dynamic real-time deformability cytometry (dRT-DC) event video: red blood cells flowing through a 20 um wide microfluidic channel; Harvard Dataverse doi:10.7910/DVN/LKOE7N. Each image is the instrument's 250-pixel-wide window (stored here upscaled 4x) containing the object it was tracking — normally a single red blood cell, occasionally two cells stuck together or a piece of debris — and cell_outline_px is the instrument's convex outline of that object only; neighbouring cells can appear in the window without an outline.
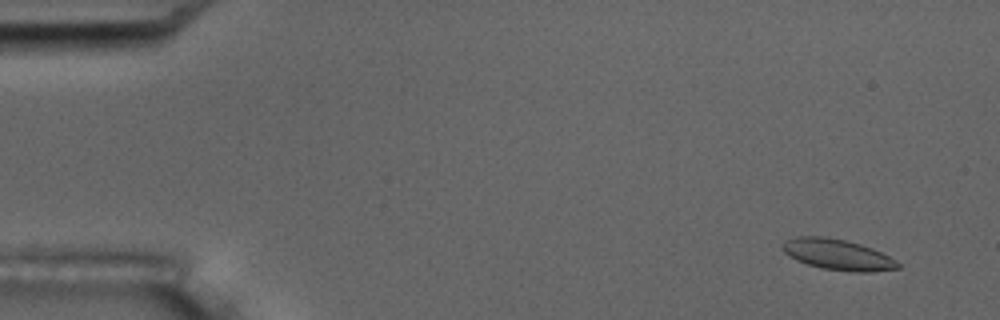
{"species": "common noctule bat (a hibernating species)", "species_latin": "Nyctalus noctula", "temperature_condition": "room temperature", "stored_images_in_passage": 6, "camera_frame_rate_fps": 3000, "um_per_image_px": 0.085, "animal": {"sex": "male", "body_mass_g": 17.5, "forearm_length_mm": 52.3}, "frame": {"image": 1, "passage_image": 1, "time_ms": 0.0, "image_size_px": [1000, 320], "cell_outline_px": [[900, 268], [868, 272], [852, 272], [820, 268], [796, 260], [784, 252], [784, 244], [788, 240], [796, 236], [828, 236], [860, 244], [872, 248], [896, 260], [900, 264]], "centroid_in_image_um": [71.22, 21.64], "position_along_channel_um": 13.8, "area_um2": 20.52}}
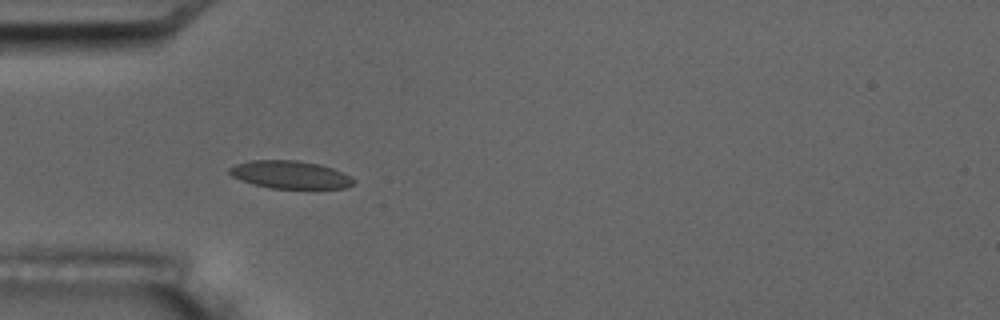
{"frame": {"image": 2, "passage_image": 5, "time_ms": 4.667, "image_size_px": [1000, 320], "cell_outline_px": [[356, 180], [352, 184], [344, 188], [272, 188], [256, 184], [232, 176], [228, 172], [228, 168], [236, 164], [252, 160], [296, 160], [320, 164], [332, 168]], "centroid_in_image_um": [24.65, 14.83], "position_along_channel_um": 60.3, "area_um2": 19.71}}